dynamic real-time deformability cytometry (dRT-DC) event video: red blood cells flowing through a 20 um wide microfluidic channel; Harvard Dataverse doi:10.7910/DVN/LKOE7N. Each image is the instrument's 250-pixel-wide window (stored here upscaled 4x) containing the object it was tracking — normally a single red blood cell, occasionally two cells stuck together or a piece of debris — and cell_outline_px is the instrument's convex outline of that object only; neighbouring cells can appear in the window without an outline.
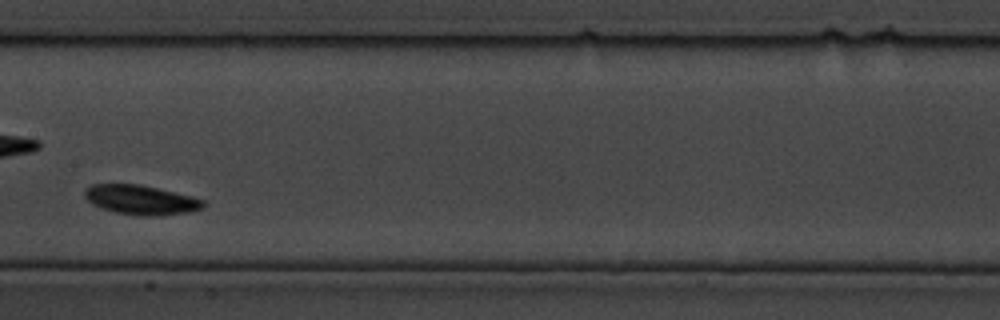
{"species": "common noctule bat (a hibernating species)", "species_latin": "Nyctalus noctula", "temperature_condition": "cold", "stored_images_in_passage": 16, "camera_frame_rate_fps": 3000, "um_per_image_px": 0.085, "animal": {"sex": "male", "body_mass_g": 19.5, "forearm_length_mm": 54.6}, "frame": {"image": 1, "passage_image": 7, "time_ms": 2.0, "image_size_px": [1000, 320], "cell_outline_px": [[204, 208], [192, 212], [156, 216], [140, 216], [112, 212], [100, 208], [92, 204], [84, 196], [84, 188], [92, 184], [140, 184], [192, 196], [204, 200]], "centroid_in_image_um": [11.97, 17.0], "position_along_channel_um": 195.4, "area_um2": 20.69}}
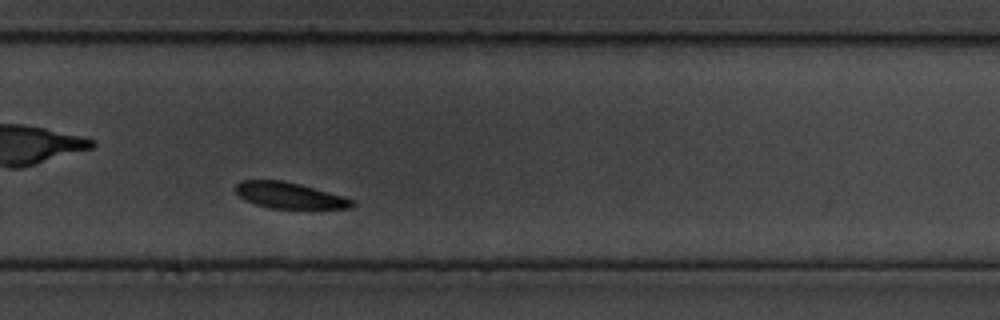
{"frame": {"image": 2, "passage_image": 12, "time_ms": 3.667, "image_size_px": [1000, 320], "cell_outline_px": [[356, 204], [352, 208], [268, 208], [256, 204], [240, 196], [236, 192], [236, 184], [240, 180], [284, 180], [300, 184], [344, 196], [352, 200]], "centroid_in_image_um": [24.62, 16.6], "position_along_channel_um": 305.2, "area_um2": 17.57}}
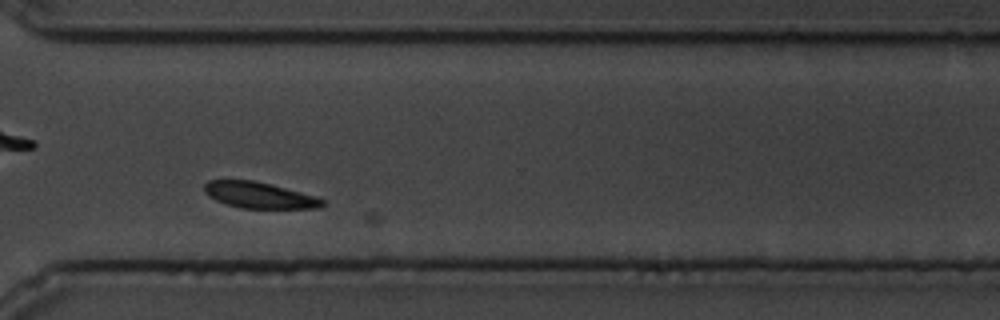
{"frame": {"image": 3, "passage_image": 14, "time_ms": 4.333, "image_size_px": [1000, 320], "cell_outline_px": [[324, 204], [320, 208], [240, 208], [216, 200], [208, 196], [204, 192], [204, 184], [208, 180], [252, 180], [316, 196], [324, 200]], "centroid_in_image_um": [22.01, 16.59], "position_along_channel_um": 348.6, "area_um2": 17.74}}